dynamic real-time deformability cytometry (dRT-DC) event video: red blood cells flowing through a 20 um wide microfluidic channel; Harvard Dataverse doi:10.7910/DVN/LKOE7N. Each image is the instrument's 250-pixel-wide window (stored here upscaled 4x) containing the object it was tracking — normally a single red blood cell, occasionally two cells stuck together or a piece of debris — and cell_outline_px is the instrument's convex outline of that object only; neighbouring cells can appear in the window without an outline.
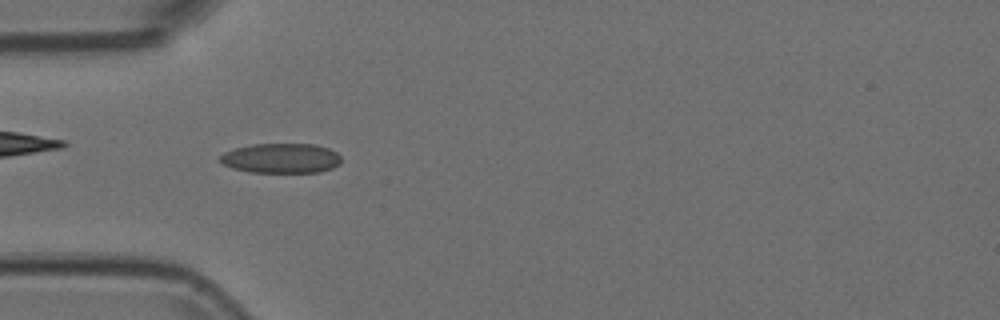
{"species": "Egyptian fruit bat (a non-hibernating species)", "species_latin": "Rousettus aegyptiacus", "temperature_condition": "room temperature", "stored_images_in_passage": 52, "camera_frame_rate_fps": 3000, "um_per_image_px": 0.085, "animal": {"sex": "female"}, "frame": {"image": 1, "passage_image": 15, "time_ms": 4.667, "image_size_px": [1000, 320], "cell_outline_px": [[340, 164], [332, 168], [320, 172], [248, 172], [232, 168], [224, 164], [220, 160], [220, 156], [224, 152], [236, 148], [252, 144], [316, 144], [328, 148], [336, 152], [340, 156]], "centroid_in_image_um": [23.91, 13.45], "position_along_channel_um": 61.1, "area_um2": 21.04}}
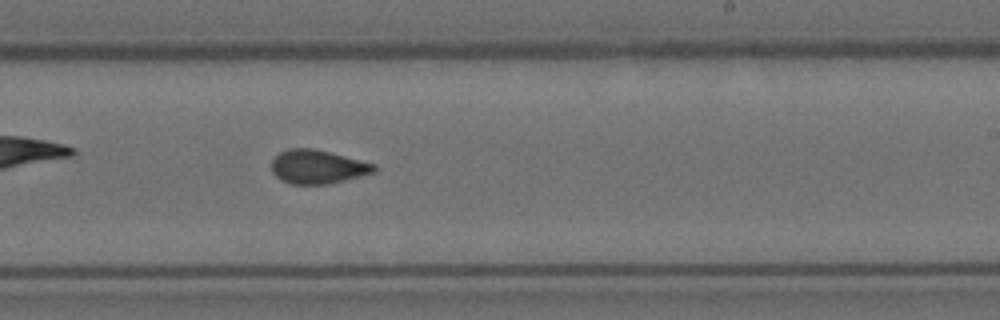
{"frame": {"image": 2, "passage_image": 31, "time_ms": 10.0, "image_size_px": [1000, 320], "cell_outline_px": [[376, 168], [372, 172], [328, 184], [292, 184], [280, 180], [272, 172], [272, 160], [280, 152], [288, 148], [312, 148], [376, 164]], "centroid_in_image_um": [26.94, 14.17], "position_along_channel_um": 262.1, "area_um2": 19.83}}
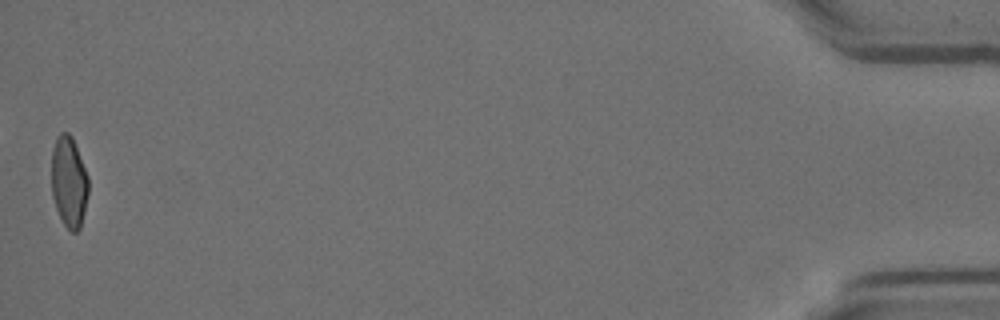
{"frame": {"image": 3, "passage_image": 52, "time_ms": 17.0, "image_size_px": [1000, 320], "cell_outline_px": [[88, 192], [84, 212], [80, 228], [76, 232], [72, 232], [64, 224], [56, 208], [52, 196], [52, 148], [56, 136], [60, 132], [68, 132], [72, 136], [88, 176]], "centroid_in_image_um": [5.85, 15.42], "position_along_channel_um": 429.3, "area_um2": 19.54}}